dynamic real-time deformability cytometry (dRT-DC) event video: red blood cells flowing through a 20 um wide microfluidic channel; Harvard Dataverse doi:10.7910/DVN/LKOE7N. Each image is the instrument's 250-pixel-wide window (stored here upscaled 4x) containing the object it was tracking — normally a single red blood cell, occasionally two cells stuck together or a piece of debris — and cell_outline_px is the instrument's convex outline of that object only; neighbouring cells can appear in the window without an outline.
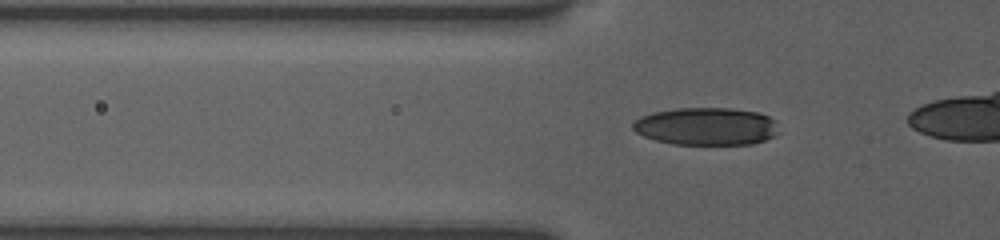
{"species": "human", "species_latin": "Homo sapiens", "temperature_condition": "room temperature", "stored_images_in_passage": 34, "camera_frame_rate_fps": 3000, "um_per_image_px": 0.085, "donor": {"sex": "female"}, "frame": {"image": 1, "passage_image": 10, "time_ms": 3.0, "image_size_px": [1000, 240], "cell_outline_px": [[776, 120], [772, 136], [764, 140], [752, 144], [672, 144], [656, 140], [644, 136], [636, 132], [632, 128], [632, 124], [640, 116], [652, 112], [676, 108], [732, 108], [756, 112], [768, 116]], "centroid_in_image_um": [59.97, 10.73], "position_along_channel_um": 65.8, "area_um2": 31.73}}
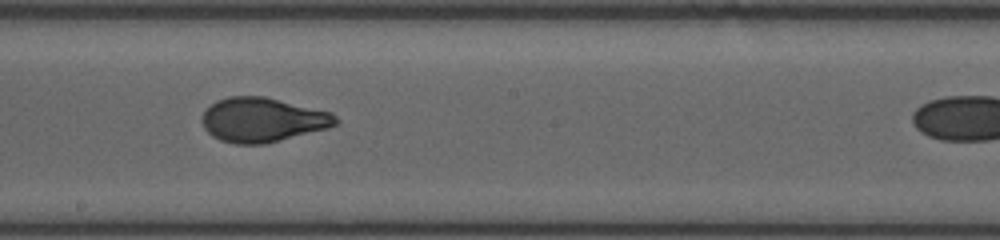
{"frame": {"image": 2, "passage_image": 22, "time_ms": 7.333, "image_size_px": [1000, 240], "cell_outline_px": [[340, 120], [336, 124], [328, 128], [264, 144], [236, 144], [220, 140], [212, 136], [204, 128], [200, 120], [200, 116], [216, 100], [228, 96], [264, 96], [332, 112]], "centroid_in_image_um": [22.3, 10.18], "position_along_channel_um": 225.9, "area_um2": 34.68}}
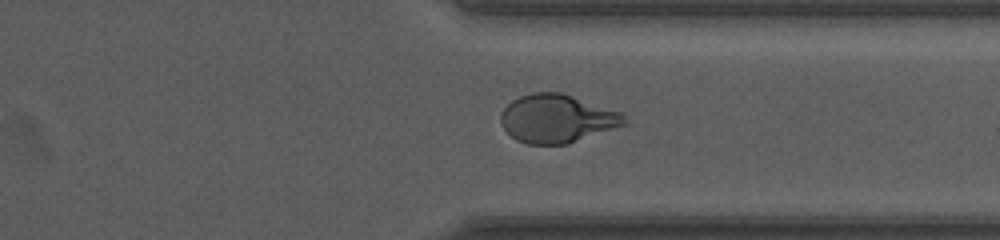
{"frame": {"image": 3, "passage_image": 32, "time_ms": 11.0, "image_size_px": [1000, 240], "cell_outline_px": [[628, 124], [568, 144], [528, 144], [516, 140], [504, 128], [500, 120], [500, 112], [512, 100], [520, 96], [532, 92], [560, 92], [624, 112], [628, 120]], "centroid_in_image_um": [47.39, 10.08], "position_along_channel_um": 364.0, "area_um2": 35.08}}